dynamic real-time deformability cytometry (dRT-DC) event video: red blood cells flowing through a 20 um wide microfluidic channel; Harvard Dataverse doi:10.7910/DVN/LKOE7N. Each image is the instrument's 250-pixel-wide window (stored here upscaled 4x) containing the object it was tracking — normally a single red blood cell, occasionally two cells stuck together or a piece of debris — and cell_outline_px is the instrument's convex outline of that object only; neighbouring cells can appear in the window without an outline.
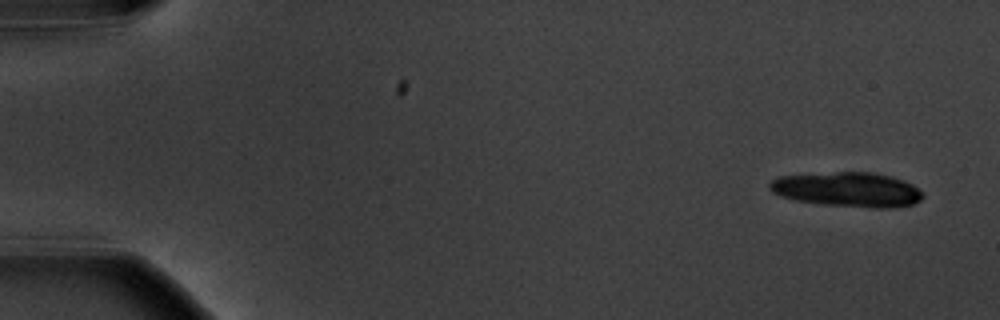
{"species": "common noctule bat (a hibernating species)", "species_latin": "Nyctalus noctula", "temperature_condition": "warm", "stored_images_in_passage": 11, "camera_frame_rate_fps": 3000, "um_per_image_px": 0.085, "animal": {"sex": "male", "body_mass_g": 20.1, "forearm_length_mm": 53.5}, "frame": {"image": 1, "passage_image": 1, "time_ms": 0.0, "image_size_px": [1000, 320], "cell_outline_px": [[924, 196], [920, 200], [912, 204], [896, 208], [876, 208], [824, 204], [792, 200], [780, 196], [772, 192], [768, 188], [768, 184], [772, 180], [780, 176], [836, 172], [872, 172], [892, 176], [912, 184]], "centroid_in_image_um": [72.02, 16.11], "position_along_channel_um": 13.0, "area_um2": 30.92}}
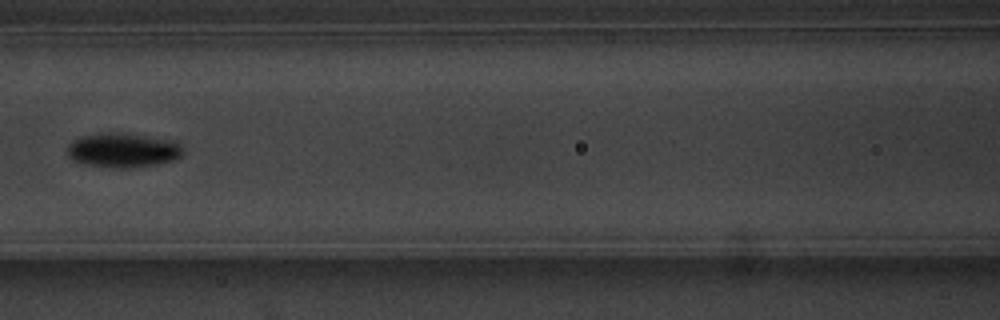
{"frame": {"image": 2, "passage_image": 7, "time_ms": 8.0, "image_size_px": [1000, 320], "cell_outline_px": [[184, 152], [176, 160], [156, 164], [132, 168], [112, 168], [84, 164], [72, 160], [68, 156], [68, 144], [72, 140], [84, 136], [104, 132], [120, 132], [168, 140], [180, 144], [184, 148]], "centroid_in_image_um": [10.44, 12.78], "position_along_channel_um": 156.2, "area_um2": 23.29}}